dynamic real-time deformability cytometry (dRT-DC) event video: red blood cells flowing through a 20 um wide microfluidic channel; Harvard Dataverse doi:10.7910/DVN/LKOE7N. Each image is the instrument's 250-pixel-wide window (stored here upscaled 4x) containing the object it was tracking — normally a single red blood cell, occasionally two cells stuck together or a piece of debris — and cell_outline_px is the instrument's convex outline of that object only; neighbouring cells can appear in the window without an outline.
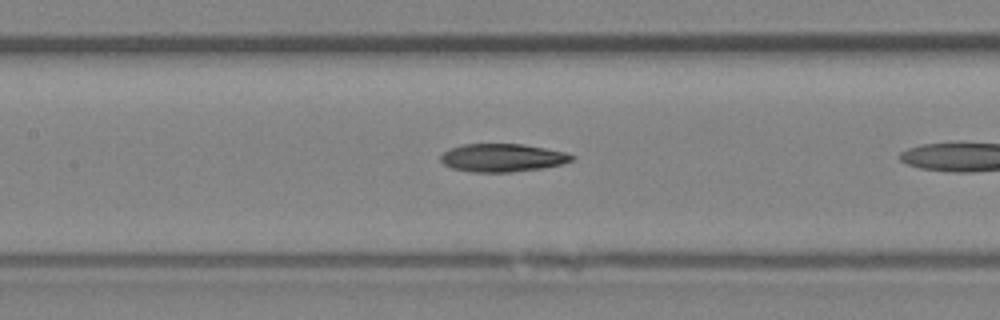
{"species": "Egyptian fruit bat (a non-hibernating species)", "species_latin": "Rousettus aegyptiacus", "temperature_condition": "room temperature", "stored_images_in_passage": 9, "camera_frame_rate_fps": 3000, "um_per_image_px": 0.085, "animal": {"sex": "female"}, "frame": {"image": 1, "passage_image": 7, "time_ms": 2.0, "image_size_px": [1000, 320], "cell_outline_px": [[576, 156], [572, 160], [560, 164], [540, 168], [512, 172], [476, 172], [452, 168], [444, 164], [440, 160], [440, 156], [448, 148], [464, 144], [524, 144], [564, 152]], "centroid_in_image_um": [42.67, 13.4], "position_along_channel_um": 164.7, "area_um2": 21.27}}